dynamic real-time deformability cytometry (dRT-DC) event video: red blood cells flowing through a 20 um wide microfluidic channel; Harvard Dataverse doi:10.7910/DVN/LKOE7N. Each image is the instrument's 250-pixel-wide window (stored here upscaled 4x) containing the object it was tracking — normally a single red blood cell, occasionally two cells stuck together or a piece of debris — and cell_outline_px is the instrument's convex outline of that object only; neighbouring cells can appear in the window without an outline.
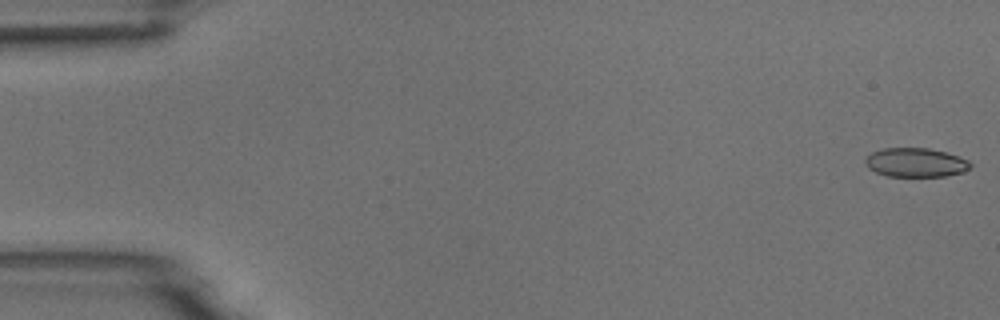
{"species": "common noctule bat (a hibernating species)", "species_latin": "Nyctalus noctula", "temperature_condition": "room temperature", "stored_images_in_passage": 3, "camera_frame_rate_fps": 3000, "um_per_image_px": 0.085, "animal": {"sex": "male", "body_mass_g": 18.8}, "frame": {"image": 1, "passage_image": 1, "time_ms": 0.0, "image_size_px": [1000, 320], "cell_outline_px": [[972, 168], [964, 172], [948, 176], [888, 176], [876, 172], [868, 168], [864, 164], [864, 160], [872, 152], [884, 148], [928, 148], [960, 156], [968, 160], [972, 164]], "centroid_in_image_um": [77.86, 13.82], "position_along_channel_um": 7.1, "area_um2": 17.92}}